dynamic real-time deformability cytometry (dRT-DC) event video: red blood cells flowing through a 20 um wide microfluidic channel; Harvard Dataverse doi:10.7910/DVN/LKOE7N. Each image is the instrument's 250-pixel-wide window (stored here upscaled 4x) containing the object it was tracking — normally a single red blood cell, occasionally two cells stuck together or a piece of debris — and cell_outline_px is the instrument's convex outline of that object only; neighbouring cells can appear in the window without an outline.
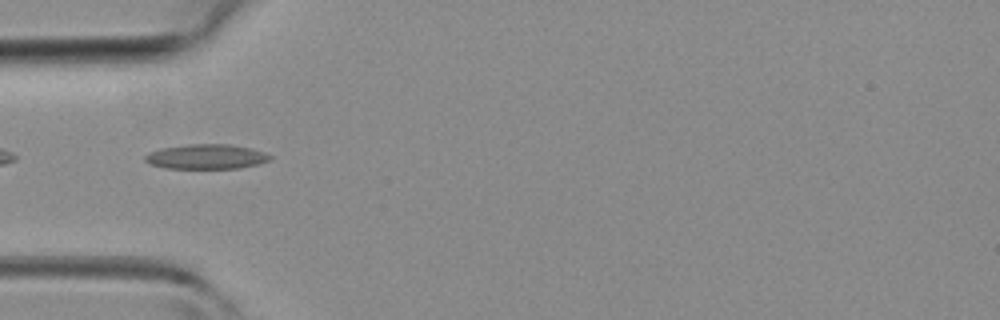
{"species": "common noctule bat (a hibernating species)", "species_latin": "Nyctalus noctula", "temperature_condition": "room temperature", "stored_images_in_passage": 8, "camera_frame_rate_fps": 3000, "um_per_image_px": 0.085, "animal": {"sex": "female", "body_mass_g": 19.3, "forearm_length_mm": 54.1}, "frame": {"image": 1, "passage_image": 1, "time_ms": 0.0, "image_size_px": [1000, 320], "cell_outline_px": [[272, 156], [268, 160], [256, 164], [240, 168], [164, 168], [148, 164], [144, 160], [144, 156], [148, 152], [164, 148], [192, 144], [228, 144], [248, 148], [264, 152]], "centroid_in_image_um": [17.48, 13.32], "position_along_channel_um": 67.5, "area_um2": 17.8}}
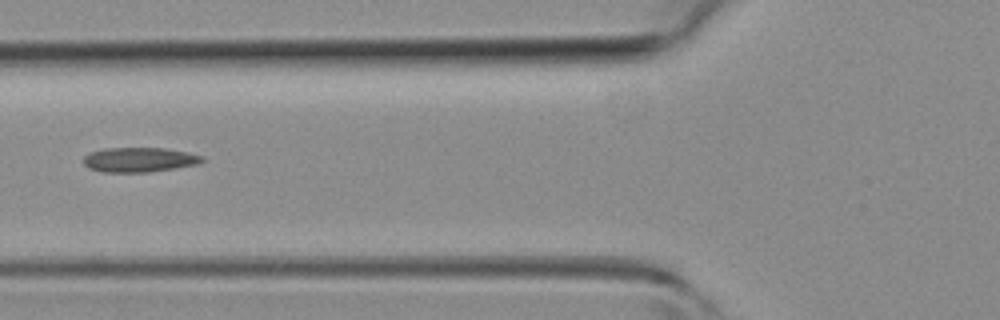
{"frame": {"image": 2, "passage_image": 4, "time_ms": 1.0, "image_size_px": [1000, 320], "cell_outline_px": [[204, 160], [196, 164], [176, 168], [148, 172], [100, 172], [88, 168], [84, 164], [84, 156], [92, 152], [104, 148], [164, 148], [188, 152], [204, 156]], "centroid_in_image_um": [11.84, 13.58], "position_along_channel_um": 114.0, "area_um2": 17.05}}
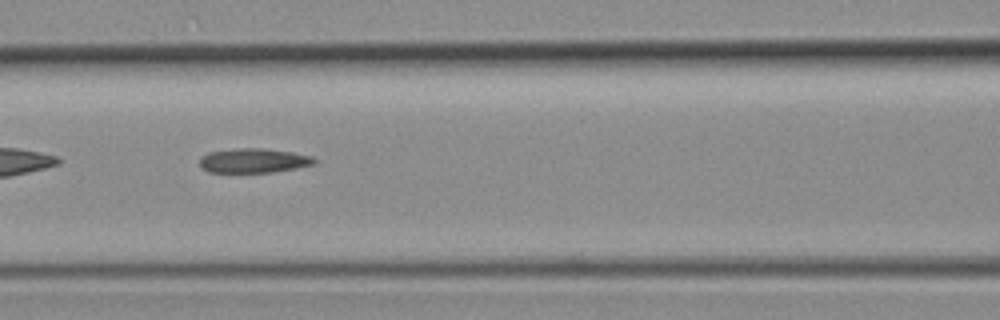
{"frame": {"image": 3, "passage_image": 6, "time_ms": 1.667, "image_size_px": [1000, 320], "cell_outline_px": [[316, 164], [272, 172], [208, 172], [200, 164], [200, 156], [208, 152], [240, 148], [264, 148], [292, 152], [312, 156], [316, 160]], "centroid_in_image_um": [21.56, 13.64], "position_along_channel_um": 145.0, "area_um2": 16.24}}